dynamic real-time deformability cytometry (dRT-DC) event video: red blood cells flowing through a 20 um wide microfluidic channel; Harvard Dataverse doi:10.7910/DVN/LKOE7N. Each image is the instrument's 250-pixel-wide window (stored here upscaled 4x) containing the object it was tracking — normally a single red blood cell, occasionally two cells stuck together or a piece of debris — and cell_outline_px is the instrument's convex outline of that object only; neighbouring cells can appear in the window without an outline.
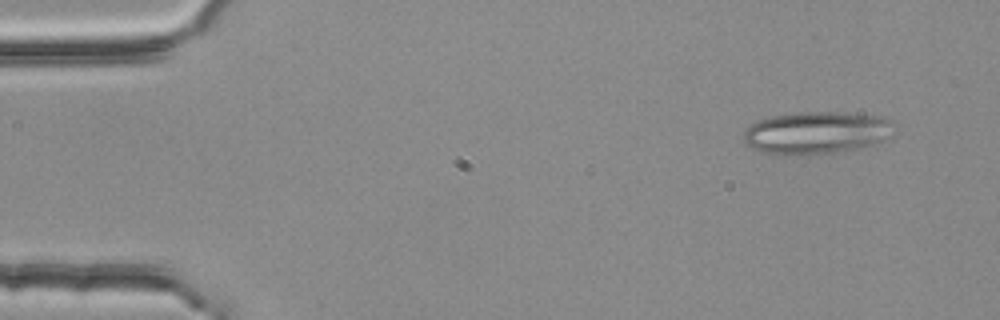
{"species": "common noctule bat (a hibernating species)", "species_latin": "Nyctalus noctula", "temperature_condition": "room temperature", "stored_images_in_passage": 3, "camera_frame_rate_fps": 3000, "um_per_image_px": 0.085, "animal": {"sex": "female", "body_mass_g": 25.1}, "frame": {"image": 1, "passage_image": 1, "time_ms": 0.0, "image_size_px": [1000, 320], "cell_outline_px": [[896, 124], [892, 136], [884, 140], [872, 144], [856, 148], [836, 152], [800, 156], [784, 156], [764, 152], [752, 148], [744, 140], [744, 132], [756, 120], [772, 116], [800, 112], [836, 112], [876, 116], [892, 120]], "centroid_in_image_um": [69.41, 11.29], "position_along_channel_um": 15.6, "area_um2": 37.4}}